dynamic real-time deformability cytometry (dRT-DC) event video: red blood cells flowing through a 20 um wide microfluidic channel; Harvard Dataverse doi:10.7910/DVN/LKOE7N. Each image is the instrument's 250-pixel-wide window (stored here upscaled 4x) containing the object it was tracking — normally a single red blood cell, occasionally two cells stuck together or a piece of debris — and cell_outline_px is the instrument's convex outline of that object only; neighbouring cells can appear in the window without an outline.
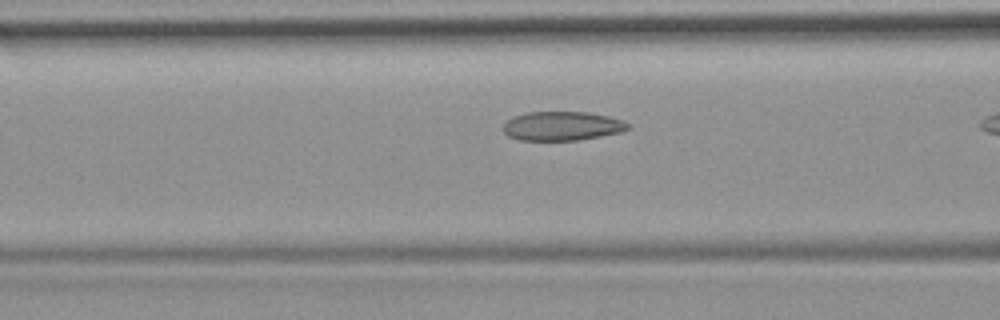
{"species": "common noctule bat (a hibernating species)", "species_latin": "Nyctalus noctula", "temperature_condition": "room temperature", "stored_images_in_passage": 11, "camera_frame_rate_fps": 3000, "um_per_image_px": 0.085, "animal": {"sex": "female", "body_mass_g": 19.9}, "frame": {"image": 1, "passage_image": 10, "time_ms": 3.0, "image_size_px": [1000, 320], "cell_outline_px": [[632, 128], [620, 132], [580, 140], [520, 140], [508, 136], [504, 132], [504, 124], [512, 116], [524, 112], [588, 112], [608, 116], [624, 120]], "centroid_in_image_um": [47.79, 10.7], "position_along_channel_um": 118.8, "area_um2": 21.21}}